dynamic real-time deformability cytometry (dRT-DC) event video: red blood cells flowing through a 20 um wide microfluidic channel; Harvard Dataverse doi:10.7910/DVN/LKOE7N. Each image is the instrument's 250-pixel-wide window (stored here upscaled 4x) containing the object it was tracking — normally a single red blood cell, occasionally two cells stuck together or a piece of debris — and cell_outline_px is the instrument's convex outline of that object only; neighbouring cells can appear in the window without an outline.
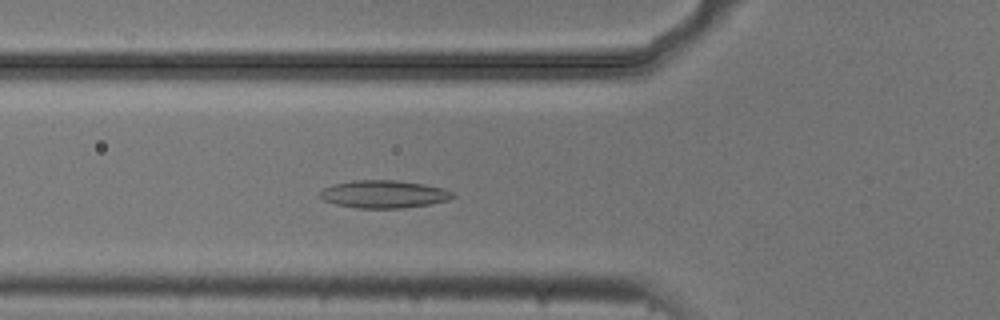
{"species": "common noctule bat (a hibernating species)", "species_latin": "Nyctalus noctula", "temperature_condition": "cold", "stored_images_in_passage": 53, "camera_frame_rate_fps": 3000, "um_per_image_px": 0.085, "animal": {"sex": "male", "body_mass_g": 20.5, "forearm_length_mm": 52.5}, "frame": {"image": 1, "passage_image": 18, "time_ms": 5.667, "image_size_px": [1000, 320], "cell_outline_px": [[456, 196], [448, 200], [432, 204], [404, 208], [356, 208], [336, 204], [324, 200], [320, 196], [320, 192], [324, 188], [332, 184], [352, 180], [396, 180], [424, 184], [444, 188], [452, 192]], "centroid_in_image_um": [32.65, 16.5], "position_along_channel_um": 93.2, "area_um2": 21.56}}
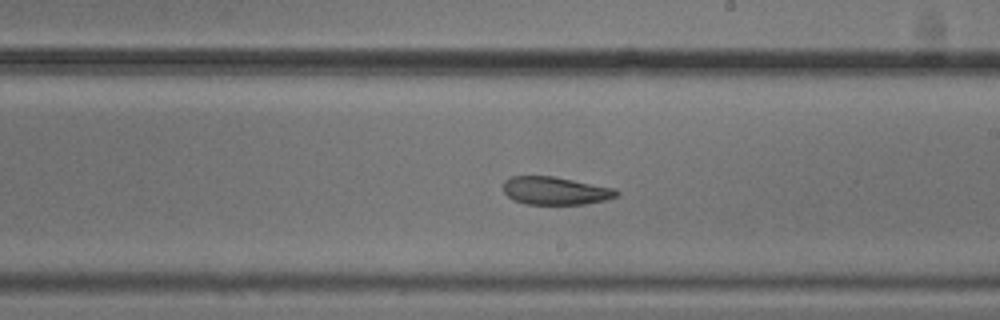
{"frame": {"image": 2, "passage_image": 30, "time_ms": 9.667, "image_size_px": [1000, 320], "cell_outline_px": [[620, 192], [616, 196], [608, 200], [584, 204], [524, 204], [512, 200], [504, 192], [504, 180], [512, 176], [552, 176], [616, 188]], "centroid_in_image_um": [47.22, 16.22], "position_along_channel_um": 241.8, "area_um2": 18.55}}
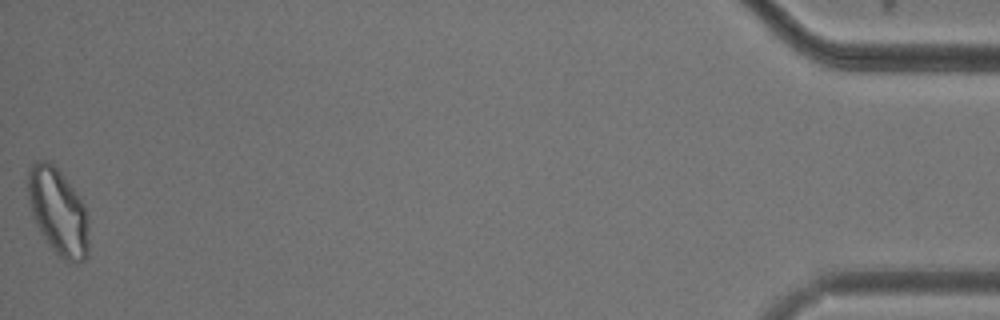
{"frame": {"image": 3, "passage_image": 53, "time_ms": 17.333, "image_size_px": [1000, 320], "cell_outline_px": [[88, 256], [84, 260], [76, 264], [64, 260], [48, 244], [36, 224], [32, 216], [28, 204], [28, 172], [32, 160], [44, 160], [52, 164], [60, 172], [84, 204], [88, 216]], "centroid_in_image_um": [4.93, 18.01], "position_along_channel_um": 430.3, "area_um2": 30.75}, "authors_computed_cell_mechanics": {"area_um2": 22.4842, "velocity_mm_per_s": 3.7005, "shape_relaxation_time_tau1_ms": null, "shape_relaxation_time_tau2_ms": 4.2581, "deformation_change_tau1": null, "deformation_change_tau2": 0.1072}}